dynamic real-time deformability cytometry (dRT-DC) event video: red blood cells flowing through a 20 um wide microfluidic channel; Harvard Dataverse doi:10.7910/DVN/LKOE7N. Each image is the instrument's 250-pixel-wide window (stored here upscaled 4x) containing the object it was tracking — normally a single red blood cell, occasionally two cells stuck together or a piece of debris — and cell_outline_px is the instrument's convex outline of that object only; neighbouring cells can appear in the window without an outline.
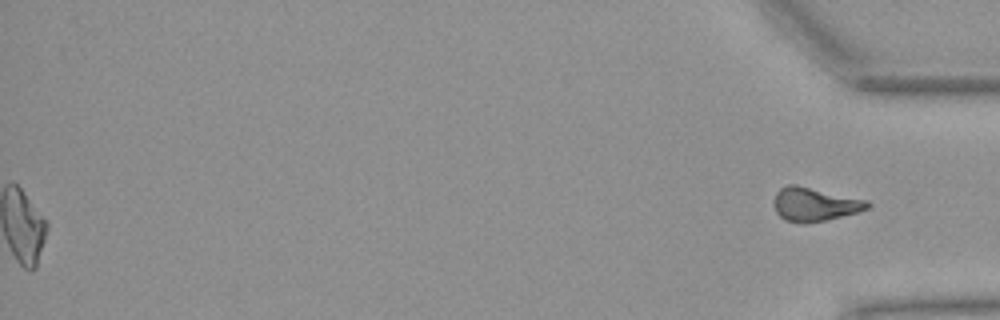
{"species": "Egyptian fruit bat (a non-hibernating species)", "species_latin": "Rousettus aegyptiacus", "temperature_condition": "warm", "stored_images_in_passage": 54, "segment_of_instrument_passage": [2, 2], "camera_frame_rate_fps": 3000, "um_per_image_px": 0.085, "animal": {"sex": "female"}, "frame": {"image": 1, "passage_image": 54, "time_ms": 17.667, "image_size_px": [1000, 320], "cell_outline_px": [[872, 204], [868, 208], [860, 212], [824, 220], [804, 224], [800, 224], [784, 220], [776, 212], [776, 192], [780, 188], [788, 184], [796, 184], [868, 200]], "centroid_in_image_um": [69.28, 17.37], "position_along_channel_um": 365.9, "area_um2": 18.38}}